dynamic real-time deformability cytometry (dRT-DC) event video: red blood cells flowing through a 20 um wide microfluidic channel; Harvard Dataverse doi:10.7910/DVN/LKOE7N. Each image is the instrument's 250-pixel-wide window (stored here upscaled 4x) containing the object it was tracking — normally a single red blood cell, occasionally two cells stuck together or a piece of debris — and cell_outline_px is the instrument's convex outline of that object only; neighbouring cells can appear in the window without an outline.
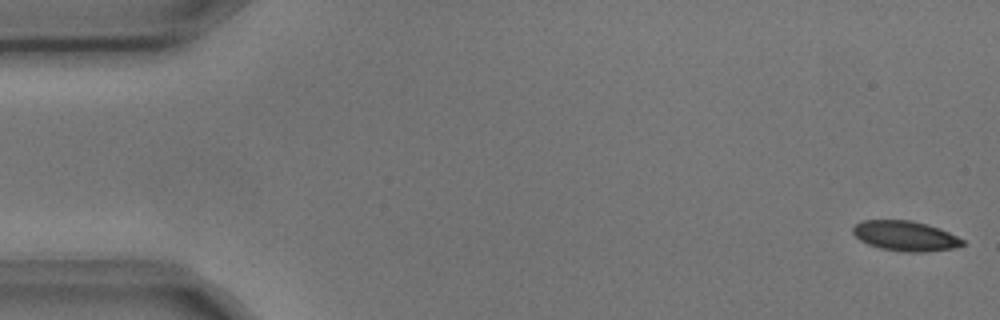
{"species": "common noctule bat (a hibernating species)", "species_latin": "Nyctalus noctula", "temperature_condition": "cold", "stored_images_in_passage": 5, "camera_frame_rate_fps": 3000, "um_per_image_px": 0.085, "animal": {"sex": "male", "body_mass_g": 17.9, "forearm_length_mm": 54.2}, "frame": {"image": 1, "passage_image": 1, "time_ms": 0.0, "image_size_px": [1000, 320], "cell_outline_px": [[964, 244], [952, 248], [924, 252], [904, 252], [880, 248], [868, 244], [860, 240], [852, 232], [852, 228], [856, 224], [864, 220], [912, 220], [928, 224], [940, 228], [964, 240]], "centroid_in_image_um": [76.94, 20.05], "position_along_channel_um": 8.1, "area_um2": 19.13}}
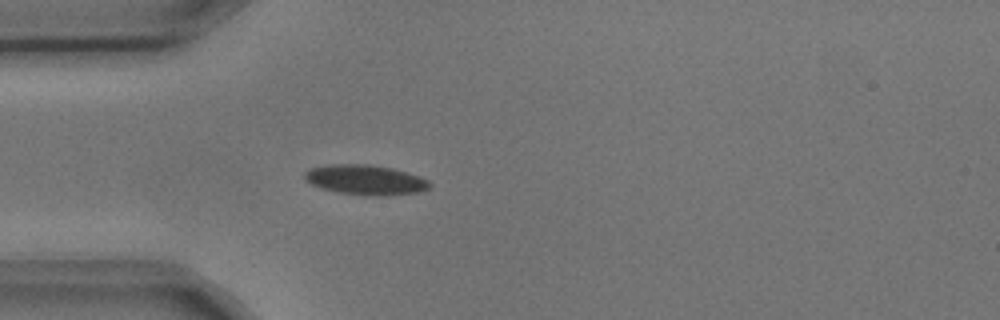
{"frame": {"image": 2, "passage_image": 5, "time_ms": 1.333, "image_size_px": [1000, 320], "cell_outline_px": [[432, 184], [428, 188], [416, 192], [380, 196], [340, 192], [320, 188], [304, 180], [304, 172], [312, 168], [328, 164], [368, 164], [392, 168], [420, 176], [428, 180]], "centroid_in_image_um": [31.04, 15.27], "position_along_channel_um": 54.0, "area_um2": 21.56}}